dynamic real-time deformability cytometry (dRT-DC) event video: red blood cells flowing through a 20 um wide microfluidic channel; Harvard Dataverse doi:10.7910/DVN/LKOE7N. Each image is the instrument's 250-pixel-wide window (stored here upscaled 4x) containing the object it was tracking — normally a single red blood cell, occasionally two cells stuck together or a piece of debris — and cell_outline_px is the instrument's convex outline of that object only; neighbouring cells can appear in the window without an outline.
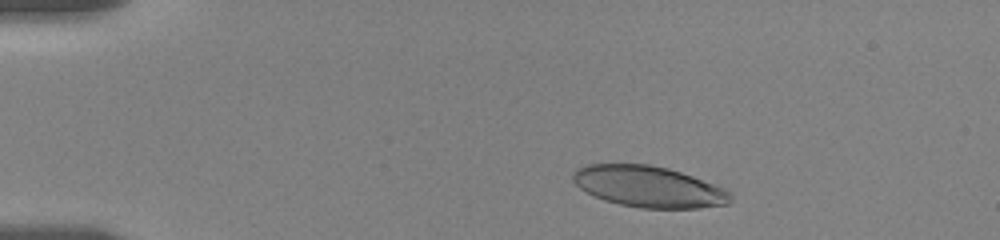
{"species": "human", "species_latin": "Homo sapiens", "temperature_condition": "room temperature", "stored_images_in_passage": 17, "camera_frame_rate_fps": 3000, "um_per_image_px": 0.085, "donor": {"sex": "female"}, "frame": {"image": 1, "passage_image": 3, "time_ms": 1.0, "image_size_px": [1000, 240], "cell_outline_px": [[732, 200], [728, 204], [700, 208], [640, 208], [620, 204], [604, 200], [580, 188], [572, 180], [572, 172], [576, 168], [588, 164], [648, 164], [668, 168], [692, 176], [724, 188], [732, 192]], "centroid_in_image_um": [55.14, 15.86], "position_along_channel_um": 29.9, "area_um2": 37.8}}
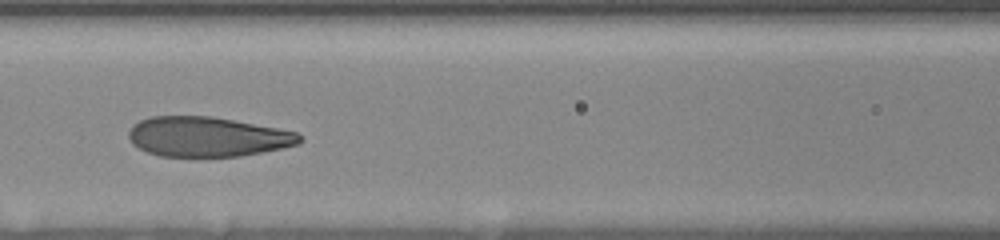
{"frame": {"image": 2, "passage_image": 13, "time_ms": 6.333, "image_size_px": [1000, 240], "cell_outline_px": [[304, 140], [300, 144], [264, 152], [240, 156], [196, 160], [160, 156], [148, 152], [132, 144], [128, 136], [128, 132], [140, 120], [148, 116], [212, 116], [276, 128], [296, 132]], "centroid_in_image_um": [17.62, 11.67], "position_along_channel_um": 149.0, "area_um2": 40.69}}
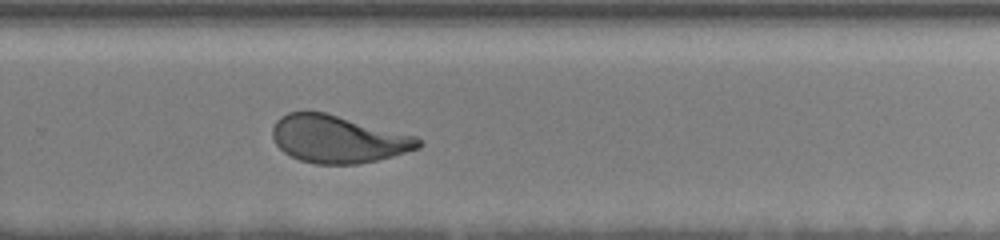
{"frame": {"image": 3, "passage_image": 17, "time_ms": 10.667, "image_size_px": [1000, 240], "cell_outline_px": [[424, 144], [420, 148], [392, 156], [376, 160], [356, 164], [316, 164], [300, 160], [284, 152], [276, 144], [272, 136], [272, 128], [276, 120], [280, 116], [288, 112], [324, 112], [416, 136]], "centroid_in_image_um": [28.72, 11.82], "position_along_channel_um": 301.1, "area_um2": 40.17}}